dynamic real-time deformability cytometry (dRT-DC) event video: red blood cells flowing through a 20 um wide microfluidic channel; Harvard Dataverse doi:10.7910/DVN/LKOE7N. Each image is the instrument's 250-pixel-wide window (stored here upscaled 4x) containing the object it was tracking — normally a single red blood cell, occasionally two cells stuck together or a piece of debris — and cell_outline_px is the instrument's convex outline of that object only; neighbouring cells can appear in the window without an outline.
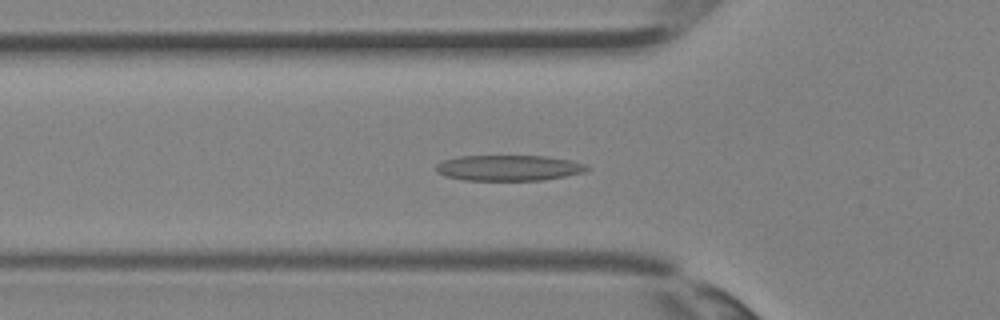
{"species": "Egyptian fruit bat (a non-hibernating species)", "species_latin": "Rousettus aegyptiacus", "temperature_condition": "room temperature", "stored_images_in_passage": 31, "camera_frame_rate_fps": 3000, "um_per_image_px": 0.085, "animal": {"sex": "female"}, "frame": {"image": 1, "passage_image": 12, "time_ms": 3.667, "image_size_px": [1000, 320], "cell_outline_px": [[588, 168], [584, 172], [544, 180], [464, 180], [444, 176], [436, 172], [436, 164], [444, 160], [460, 156], [544, 156], [572, 160], [584, 164]], "centroid_in_image_um": [43.2, 14.27], "position_along_channel_um": 82.6, "area_um2": 22.48}}
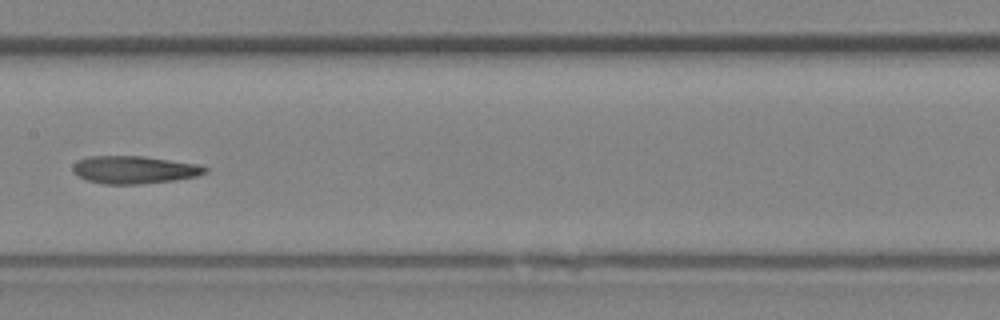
{"frame": {"image": 2, "passage_image": 18, "time_ms": 5.667, "image_size_px": [1000, 320], "cell_outline_px": [[208, 172], [196, 176], [172, 180], [140, 184], [104, 184], [88, 180], [80, 176], [72, 168], [72, 164], [76, 160], [88, 156], [144, 156], [200, 164], [208, 168]], "centroid_in_image_um": [11.43, 14.41], "position_along_channel_um": 196.0, "area_um2": 21.33}}
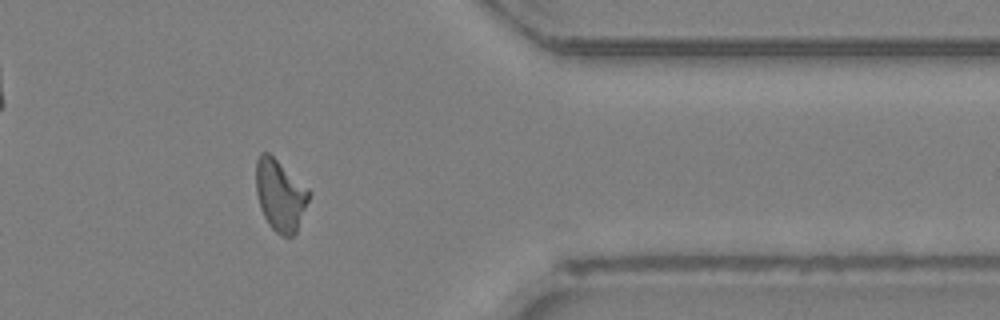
{"frame": {"image": 3, "passage_image": 29, "time_ms": 9.333, "image_size_px": [1000, 320], "cell_outline_px": [[312, 192], [296, 232], [292, 236], [284, 236], [276, 232], [268, 224], [260, 208], [256, 192], [256, 160], [260, 152], [268, 152], [308, 188]], "centroid_in_image_um": [23.81, 16.59], "position_along_channel_um": 387.6, "area_um2": 21.96}}